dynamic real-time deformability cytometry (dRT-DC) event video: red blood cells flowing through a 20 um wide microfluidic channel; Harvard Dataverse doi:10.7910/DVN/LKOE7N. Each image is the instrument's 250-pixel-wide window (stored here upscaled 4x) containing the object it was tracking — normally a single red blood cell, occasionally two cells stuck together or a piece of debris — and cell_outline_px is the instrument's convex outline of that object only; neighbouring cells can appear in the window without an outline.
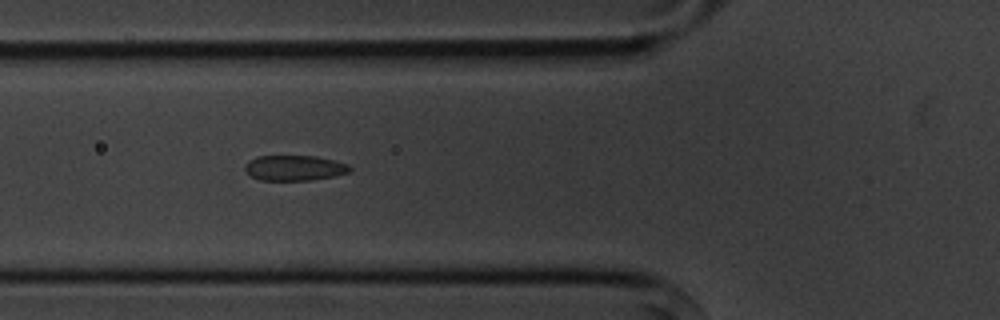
{"species": "common noctule bat (a hibernating species)", "species_latin": "Nyctalus noctula", "temperature_condition": "cold", "stored_images_in_passage": 13, "camera_frame_rate_fps": 3000, "um_per_image_px": 0.085, "animal": {"sex": "male", "body_mass_g": 20.1, "forearm_length_mm": 53.5}, "frame": {"image": 1, "passage_image": 4, "time_ms": 4.333, "image_size_px": [1000, 320], "cell_outline_px": [[352, 168], [348, 172], [336, 176], [312, 180], [260, 180], [244, 172], [244, 164], [248, 160], [256, 156], [316, 156], [348, 164]], "centroid_in_image_um": [24.99, 14.27], "position_along_channel_um": 100.8, "area_um2": 15.61}}
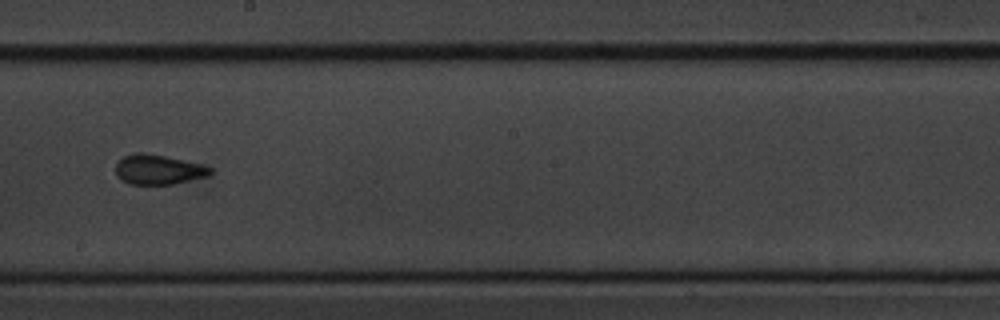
{"frame": {"image": 2, "passage_image": 7, "time_ms": 8.0, "image_size_px": [1000, 320], "cell_outline_px": [[212, 172], [208, 176], [172, 184], [128, 184], [120, 180], [116, 176], [116, 164], [124, 156], [136, 152], [144, 152], [164, 156], [200, 164], [212, 168]], "centroid_in_image_um": [13.42, 14.42], "position_along_channel_um": 234.8, "area_um2": 16.36}}
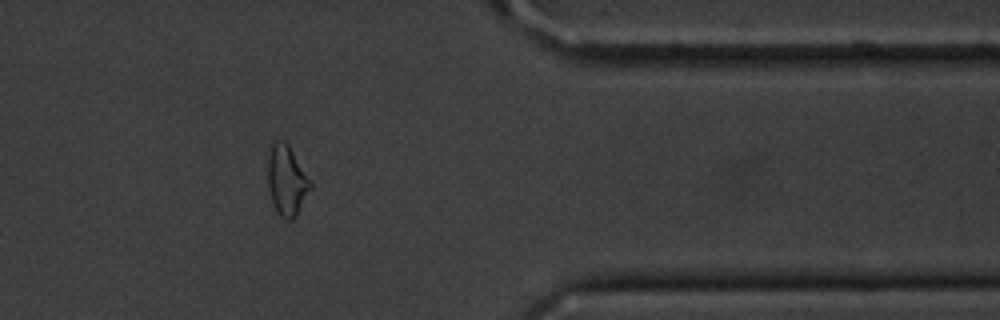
{"frame": {"image": 3, "passage_image": 11, "time_ms": 12.667, "image_size_px": [1000, 320], "cell_outline_px": [[312, 188], [292, 220], [284, 220], [276, 212], [272, 200], [268, 184], [268, 160], [272, 144], [276, 140], [284, 140], [288, 144], [312, 184]], "centroid_in_image_um": [24.37, 15.35], "position_along_channel_um": 387.0, "area_um2": 17.05}, "authors_computed_cell_mechanics": {"area_um2": 16.2996, "velocity_mm_per_s": 3.6394, "shape_relaxation_time_tau1_ms": 3.5797, "shape_relaxation_time_tau2_ms": 2.4394, "deformation_change_tau1": 0.0987, "deformation_change_tau2": 0.075}}